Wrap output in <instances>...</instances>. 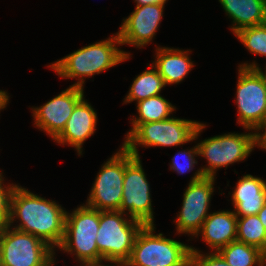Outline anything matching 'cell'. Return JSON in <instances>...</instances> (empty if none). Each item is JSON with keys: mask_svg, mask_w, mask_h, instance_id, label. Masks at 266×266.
<instances>
[{"mask_svg": "<svg viewBox=\"0 0 266 266\" xmlns=\"http://www.w3.org/2000/svg\"><path fill=\"white\" fill-rule=\"evenodd\" d=\"M66 212L57 202L38 196L16 185L10 197L8 226L30 233L45 241L54 250L64 237Z\"/></svg>", "mask_w": 266, "mask_h": 266, "instance_id": "cell-1", "label": "cell"}, {"mask_svg": "<svg viewBox=\"0 0 266 266\" xmlns=\"http://www.w3.org/2000/svg\"><path fill=\"white\" fill-rule=\"evenodd\" d=\"M122 45L118 33L65 56L48 67L61 78H76L78 81L71 86L84 88L86 77L100 74L130 58V53L118 49Z\"/></svg>", "mask_w": 266, "mask_h": 266, "instance_id": "cell-2", "label": "cell"}, {"mask_svg": "<svg viewBox=\"0 0 266 266\" xmlns=\"http://www.w3.org/2000/svg\"><path fill=\"white\" fill-rule=\"evenodd\" d=\"M205 127V124L198 121L176 117L138 124L132 131L127 132L122 146L135 157H140L138 145L144 147H177L198 139Z\"/></svg>", "mask_w": 266, "mask_h": 266, "instance_id": "cell-3", "label": "cell"}, {"mask_svg": "<svg viewBox=\"0 0 266 266\" xmlns=\"http://www.w3.org/2000/svg\"><path fill=\"white\" fill-rule=\"evenodd\" d=\"M155 225H144L138 232L126 266H190L191 246L155 235Z\"/></svg>", "mask_w": 266, "mask_h": 266, "instance_id": "cell-4", "label": "cell"}, {"mask_svg": "<svg viewBox=\"0 0 266 266\" xmlns=\"http://www.w3.org/2000/svg\"><path fill=\"white\" fill-rule=\"evenodd\" d=\"M121 211H99L96 243L103 261L126 262L144 224Z\"/></svg>", "mask_w": 266, "mask_h": 266, "instance_id": "cell-5", "label": "cell"}, {"mask_svg": "<svg viewBox=\"0 0 266 266\" xmlns=\"http://www.w3.org/2000/svg\"><path fill=\"white\" fill-rule=\"evenodd\" d=\"M98 229L99 210L84 204L72 213L66 212L64 237L57 248L75 254L80 264L102 261L96 243Z\"/></svg>", "mask_w": 266, "mask_h": 266, "instance_id": "cell-6", "label": "cell"}, {"mask_svg": "<svg viewBox=\"0 0 266 266\" xmlns=\"http://www.w3.org/2000/svg\"><path fill=\"white\" fill-rule=\"evenodd\" d=\"M5 226L0 230V266H53L55 250L30 233Z\"/></svg>", "mask_w": 266, "mask_h": 266, "instance_id": "cell-7", "label": "cell"}, {"mask_svg": "<svg viewBox=\"0 0 266 266\" xmlns=\"http://www.w3.org/2000/svg\"><path fill=\"white\" fill-rule=\"evenodd\" d=\"M198 156L208 161L200 168L204 176L215 177L217 169L245 160L255 146V132L229 133L204 139L197 144Z\"/></svg>", "mask_w": 266, "mask_h": 266, "instance_id": "cell-8", "label": "cell"}, {"mask_svg": "<svg viewBox=\"0 0 266 266\" xmlns=\"http://www.w3.org/2000/svg\"><path fill=\"white\" fill-rule=\"evenodd\" d=\"M150 186L140 157L125 149V174L120 211L144 225H154Z\"/></svg>", "mask_w": 266, "mask_h": 266, "instance_id": "cell-9", "label": "cell"}, {"mask_svg": "<svg viewBox=\"0 0 266 266\" xmlns=\"http://www.w3.org/2000/svg\"><path fill=\"white\" fill-rule=\"evenodd\" d=\"M238 71L237 124L255 131L266 121V81L258 69L239 67Z\"/></svg>", "mask_w": 266, "mask_h": 266, "instance_id": "cell-10", "label": "cell"}, {"mask_svg": "<svg viewBox=\"0 0 266 266\" xmlns=\"http://www.w3.org/2000/svg\"><path fill=\"white\" fill-rule=\"evenodd\" d=\"M215 178L204 176L200 168L195 172L183 194L182 208L175 220L177 234L184 233L191 236L198 234L209 215Z\"/></svg>", "mask_w": 266, "mask_h": 266, "instance_id": "cell-11", "label": "cell"}, {"mask_svg": "<svg viewBox=\"0 0 266 266\" xmlns=\"http://www.w3.org/2000/svg\"><path fill=\"white\" fill-rule=\"evenodd\" d=\"M125 174V148L108 159L95 178L86 205L99 211H120Z\"/></svg>", "mask_w": 266, "mask_h": 266, "instance_id": "cell-12", "label": "cell"}, {"mask_svg": "<svg viewBox=\"0 0 266 266\" xmlns=\"http://www.w3.org/2000/svg\"><path fill=\"white\" fill-rule=\"evenodd\" d=\"M83 98V88L70 86L44 105L32 108L35 126L54 140L63 131L75 106Z\"/></svg>", "mask_w": 266, "mask_h": 266, "instance_id": "cell-13", "label": "cell"}, {"mask_svg": "<svg viewBox=\"0 0 266 266\" xmlns=\"http://www.w3.org/2000/svg\"><path fill=\"white\" fill-rule=\"evenodd\" d=\"M166 2L137 5L136 9L122 22L117 32L121 44L141 48L150 43L159 29Z\"/></svg>", "mask_w": 266, "mask_h": 266, "instance_id": "cell-14", "label": "cell"}, {"mask_svg": "<svg viewBox=\"0 0 266 266\" xmlns=\"http://www.w3.org/2000/svg\"><path fill=\"white\" fill-rule=\"evenodd\" d=\"M97 112L83 98L74 108L63 131L54 139L59 144L75 147L82 155L83 143L95 133Z\"/></svg>", "mask_w": 266, "mask_h": 266, "instance_id": "cell-15", "label": "cell"}, {"mask_svg": "<svg viewBox=\"0 0 266 266\" xmlns=\"http://www.w3.org/2000/svg\"><path fill=\"white\" fill-rule=\"evenodd\" d=\"M231 196L237 217L257 215L266 203V181L246 174L238 180Z\"/></svg>", "mask_w": 266, "mask_h": 266, "instance_id": "cell-16", "label": "cell"}, {"mask_svg": "<svg viewBox=\"0 0 266 266\" xmlns=\"http://www.w3.org/2000/svg\"><path fill=\"white\" fill-rule=\"evenodd\" d=\"M202 240L218 252L221 248L237 240V216L234 211L222 210L210 213L204 220L198 234Z\"/></svg>", "mask_w": 266, "mask_h": 266, "instance_id": "cell-17", "label": "cell"}, {"mask_svg": "<svg viewBox=\"0 0 266 266\" xmlns=\"http://www.w3.org/2000/svg\"><path fill=\"white\" fill-rule=\"evenodd\" d=\"M156 52V59L152 64L163 78L165 85L180 83L194 67L189 50L158 47Z\"/></svg>", "mask_w": 266, "mask_h": 266, "instance_id": "cell-18", "label": "cell"}, {"mask_svg": "<svg viewBox=\"0 0 266 266\" xmlns=\"http://www.w3.org/2000/svg\"><path fill=\"white\" fill-rule=\"evenodd\" d=\"M225 13L233 21V33L245 27L266 23V0H219Z\"/></svg>", "mask_w": 266, "mask_h": 266, "instance_id": "cell-19", "label": "cell"}, {"mask_svg": "<svg viewBox=\"0 0 266 266\" xmlns=\"http://www.w3.org/2000/svg\"><path fill=\"white\" fill-rule=\"evenodd\" d=\"M150 67V70L143 71L133 80L128 95L123 101L124 103L139 102L160 95L161 90L166 85L153 64L152 66L149 65Z\"/></svg>", "mask_w": 266, "mask_h": 266, "instance_id": "cell-20", "label": "cell"}, {"mask_svg": "<svg viewBox=\"0 0 266 266\" xmlns=\"http://www.w3.org/2000/svg\"><path fill=\"white\" fill-rule=\"evenodd\" d=\"M174 110H176V107L161 95L139 101L137 102L138 117H133L131 121L132 128L130 131H132L138 124L169 119L171 118L170 114H172Z\"/></svg>", "mask_w": 266, "mask_h": 266, "instance_id": "cell-21", "label": "cell"}, {"mask_svg": "<svg viewBox=\"0 0 266 266\" xmlns=\"http://www.w3.org/2000/svg\"><path fill=\"white\" fill-rule=\"evenodd\" d=\"M218 253L230 266H264L263 251L240 241H233Z\"/></svg>", "mask_w": 266, "mask_h": 266, "instance_id": "cell-22", "label": "cell"}, {"mask_svg": "<svg viewBox=\"0 0 266 266\" xmlns=\"http://www.w3.org/2000/svg\"><path fill=\"white\" fill-rule=\"evenodd\" d=\"M237 241L266 249V229L258 215L237 217Z\"/></svg>", "mask_w": 266, "mask_h": 266, "instance_id": "cell-23", "label": "cell"}, {"mask_svg": "<svg viewBox=\"0 0 266 266\" xmlns=\"http://www.w3.org/2000/svg\"><path fill=\"white\" fill-rule=\"evenodd\" d=\"M234 35L252 54L266 56V23L242 28Z\"/></svg>", "mask_w": 266, "mask_h": 266, "instance_id": "cell-24", "label": "cell"}, {"mask_svg": "<svg viewBox=\"0 0 266 266\" xmlns=\"http://www.w3.org/2000/svg\"><path fill=\"white\" fill-rule=\"evenodd\" d=\"M198 156V147L195 145L194 148H191L190 150H184L181 152H178L173 158L172 163L170 164V169L176 171L178 174H183L185 172H189L193 170L195 164H197L196 159H194ZM183 157L184 162L183 165L179 163L178 158Z\"/></svg>", "mask_w": 266, "mask_h": 266, "instance_id": "cell-25", "label": "cell"}, {"mask_svg": "<svg viewBox=\"0 0 266 266\" xmlns=\"http://www.w3.org/2000/svg\"><path fill=\"white\" fill-rule=\"evenodd\" d=\"M190 266H230L218 252L201 254L191 246Z\"/></svg>", "mask_w": 266, "mask_h": 266, "instance_id": "cell-26", "label": "cell"}, {"mask_svg": "<svg viewBox=\"0 0 266 266\" xmlns=\"http://www.w3.org/2000/svg\"><path fill=\"white\" fill-rule=\"evenodd\" d=\"M4 177L0 173V230L8 225L9 222V209H10V197L13 188L16 184L4 185Z\"/></svg>", "mask_w": 266, "mask_h": 266, "instance_id": "cell-27", "label": "cell"}, {"mask_svg": "<svg viewBox=\"0 0 266 266\" xmlns=\"http://www.w3.org/2000/svg\"><path fill=\"white\" fill-rule=\"evenodd\" d=\"M261 132H264V133H261ZM255 146H258V148L261 147L262 149H265L266 150V121H264L255 130Z\"/></svg>", "mask_w": 266, "mask_h": 266, "instance_id": "cell-28", "label": "cell"}, {"mask_svg": "<svg viewBox=\"0 0 266 266\" xmlns=\"http://www.w3.org/2000/svg\"><path fill=\"white\" fill-rule=\"evenodd\" d=\"M106 262H110L111 264H115L117 266H126V264L124 262H119V261H106ZM103 260L102 261H97V262H86V263H82L81 266H115V265H102Z\"/></svg>", "mask_w": 266, "mask_h": 266, "instance_id": "cell-29", "label": "cell"}, {"mask_svg": "<svg viewBox=\"0 0 266 266\" xmlns=\"http://www.w3.org/2000/svg\"><path fill=\"white\" fill-rule=\"evenodd\" d=\"M9 102V96L6 91L0 90V110L6 108V105Z\"/></svg>", "mask_w": 266, "mask_h": 266, "instance_id": "cell-30", "label": "cell"}, {"mask_svg": "<svg viewBox=\"0 0 266 266\" xmlns=\"http://www.w3.org/2000/svg\"><path fill=\"white\" fill-rule=\"evenodd\" d=\"M238 67H244V68H251V69H258L261 74L263 75V77L265 78L266 81V70L263 72L261 68H259V65L256 64V62H252L251 64L249 63H243L241 65H239Z\"/></svg>", "mask_w": 266, "mask_h": 266, "instance_id": "cell-31", "label": "cell"}, {"mask_svg": "<svg viewBox=\"0 0 266 266\" xmlns=\"http://www.w3.org/2000/svg\"><path fill=\"white\" fill-rule=\"evenodd\" d=\"M257 215L266 229V203L263 205V208L258 212Z\"/></svg>", "mask_w": 266, "mask_h": 266, "instance_id": "cell-32", "label": "cell"}, {"mask_svg": "<svg viewBox=\"0 0 266 266\" xmlns=\"http://www.w3.org/2000/svg\"><path fill=\"white\" fill-rule=\"evenodd\" d=\"M137 5H145V4H152V3H159V2H166L168 0H134Z\"/></svg>", "mask_w": 266, "mask_h": 266, "instance_id": "cell-33", "label": "cell"}, {"mask_svg": "<svg viewBox=\"0 0 266 266\" xmlns=\"http://www.w3.org/2000/svg\"><path fill=\"white\" fill-rule=\"evenodd\" d=\"M263 262L264 265L266 266V249L263 251Z\"/></svg>", "mask_w": 266, "mask_h": 266, "instance_id": "cell-34", "label": "cell"}]
</instances>
